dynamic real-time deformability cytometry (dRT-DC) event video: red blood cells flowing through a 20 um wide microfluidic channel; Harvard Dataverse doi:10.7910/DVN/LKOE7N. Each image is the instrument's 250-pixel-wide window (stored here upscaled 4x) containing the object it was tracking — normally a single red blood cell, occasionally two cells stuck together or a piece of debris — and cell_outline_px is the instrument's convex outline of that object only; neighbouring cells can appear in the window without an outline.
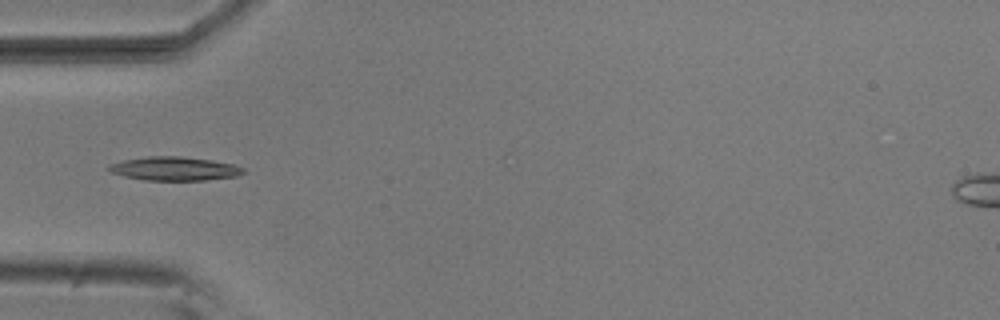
{"species": "common noctule bat (a hibernating species)", "species_latin": "Nyctalus noctula", "temperature_condition": "room temperature", "stored_images_in_passage": 4, "camera_frame_rate_fps": 3000, "um_per_image_px": 0.085, "animal": {"sex": "male", "body_mass_g": 20.5, "forearm_length_mm": 52.5}, "frame": {"image": 1, "passage_image": 4, "time_ms": 1.0, "image_size_px": [1000, 320], "cell_outline_px": [[244, 172], [236, 176], [204, 180], [144, 180], [124, 176], [112, 172], [104, 168], [108, 164], [124, 160], [148, 156], [180, 156], [212, 160], [232, 164], [244, 168]], "centroid_in_image_um": [14.78, 14.33], "position_along_channel_um": 70.2, "area_um2": 18.55}}